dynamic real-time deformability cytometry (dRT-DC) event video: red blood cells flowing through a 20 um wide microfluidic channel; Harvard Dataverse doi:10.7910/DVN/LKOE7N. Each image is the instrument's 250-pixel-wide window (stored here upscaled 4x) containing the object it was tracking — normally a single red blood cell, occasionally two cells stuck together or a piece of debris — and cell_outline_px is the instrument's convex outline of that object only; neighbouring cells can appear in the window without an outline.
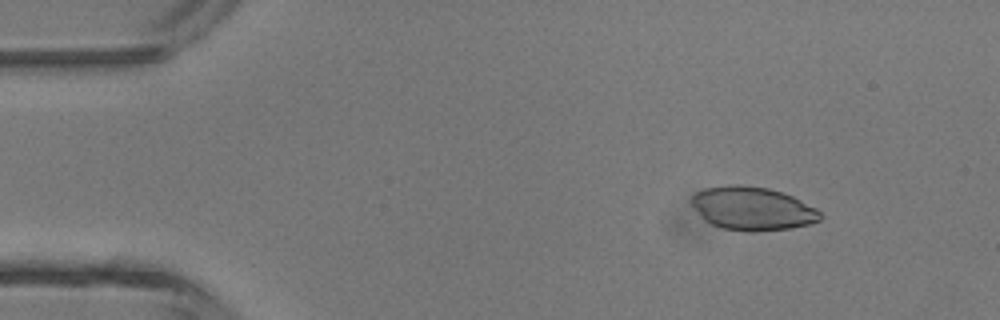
{"species": "common noctule bat (a hibernating species)", "species_latin": "Nyctalus noctula", "temperature_condition": "room temperature", "stored_images_in_passage": 6, "camera_frame_rate_fps": 3000, "um_per_image_px": 0.085, "animal": {"sex": "male", "body_mass_g": 13.3}, "frame": {"image": 1, "passage_image": 2, "time_ms": 1.0, "image_size_px": [1000, 320], "cell_outline_px": [[824, 216], [820, 220], [812, 224], [792, 228], [756, 232], [748, 232], [724, 228], [712, 224], [704, 220], [692, 204], [692, 196], [696, 192], [704, 188], [728, 184], [740, 184], [768, 188], [792, 196], [816, 208]], "centroid_in_image_um": [63.98, 17.73], "position_along_channel_um": 21.0, "area_um2": 32.71}}